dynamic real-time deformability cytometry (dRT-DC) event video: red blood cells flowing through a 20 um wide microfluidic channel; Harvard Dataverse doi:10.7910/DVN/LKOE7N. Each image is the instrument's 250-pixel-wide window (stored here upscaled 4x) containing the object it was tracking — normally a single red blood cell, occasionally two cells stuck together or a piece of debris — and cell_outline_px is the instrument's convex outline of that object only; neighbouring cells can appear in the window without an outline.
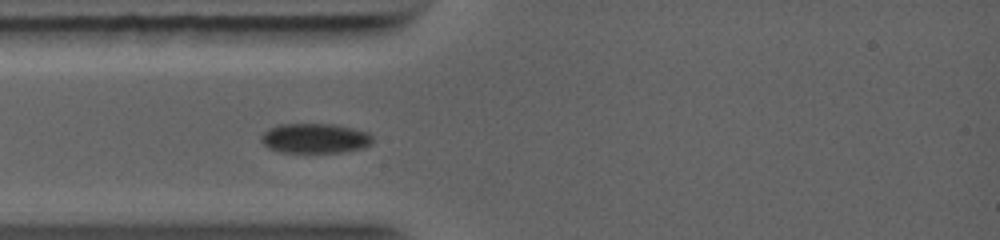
{"species": "common noctule bat (a hibernating species)", "species_latin": "Nyctalus noctula", "temperature_condition": "warm", "stored_images_in_passage": 10, "camera_frame_rate_fps": 5000, "um_per_image_px": 0.085, "animal": {"sex": "female", "body_mass_g": 19.0, "forearm_length_mm": 56.7}, "frame": {"image": 1, "passage_image": 1, "time_ms": 0.0, "image_size_px": [1000, 240], "cell_outline_px": [[372, 144], [364, 148], [340, 152], [280, 152], [268, 148], [260, 140], [260, 136], [268, 128], [280, 124], [336, 124], [368, 132], [372, 136]], "centroid_in_image_um": [26.76, 11.75], "position_along_channel_um": 58.2, "area_um2": 19.48}}
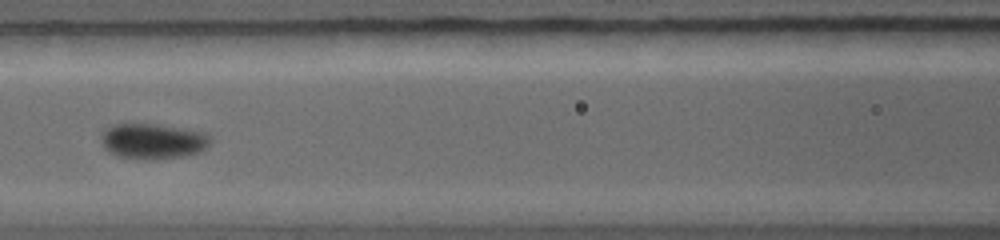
{"frame": {"image": 2, "passage_image": 6, "time_ms": 2.0, "image_size_px": [1000, 240], "cell_outline_px": [[212, 140], [200, 152], [184, 156], [148, 160], [144, 160], [116, 156], [108, 152], [104, 148], [100, 140], [100, 136], [104, 128], [116, 124], [156, 124], [204, 132], [212, 136]], "centroid_in_image_um": [12.95, 12.01], "position_along_channel_um": 153.6, "area_um2": 22.83}}
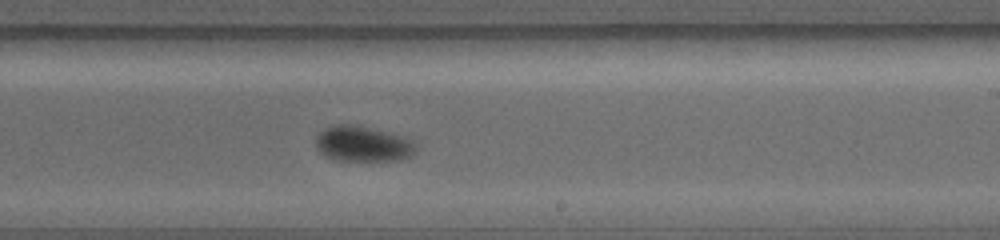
{"frame": {"image": 3, "passage_image": 10, "time_ms": 4.2, "image_size_px": [1000, 240], "cell_outline_px": [[416, 152], [408, 156], [396, 160], [340, 160], [328, 156], [320, 152], [316, 148], [316, 136], [324, 128], [336, 124], [356, 124], [404, 136], [412, 140], [416, 144]], "centroid_in_image_um": [30.84, 12.2], "position_along_channel_um": 258.2, "area_um2": 20.63}}